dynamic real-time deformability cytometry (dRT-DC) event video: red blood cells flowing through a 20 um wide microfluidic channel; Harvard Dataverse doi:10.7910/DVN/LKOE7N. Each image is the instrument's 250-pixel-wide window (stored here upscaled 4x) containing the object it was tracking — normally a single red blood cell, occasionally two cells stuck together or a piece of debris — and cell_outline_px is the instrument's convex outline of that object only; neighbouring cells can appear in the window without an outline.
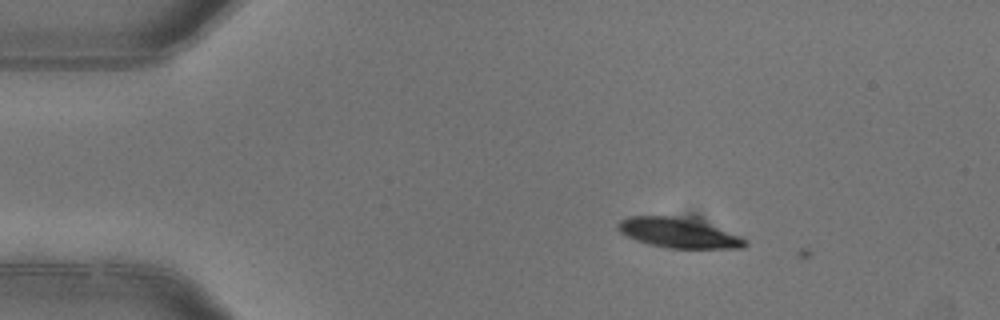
{"species": "common noctule bat (a hibernating species)", "species_latin": "Nyctalus noctula", "temperature_condition": "warm", "stored_images_in_passage": 3, "camera_frame_rate_fps": 3000, "um_per_image_px": 0.085, "animal": {"sex": "female"}, "frame": {"image": 1, "passage_image": 2, "time_ms": 0.333, "image_size_px": [1000, 320], "cell_outline_px": [[748, 244], [744, 248], [664, 248], [648, 244], [636, 240], [620, 232], [616, 228], [616, 224], [620, 220], [628, 216], [692, 216], [740, 236], [748, 240]], "centroid_in_image_um": [57.7, 19.77], "position_along_channel_um": 27.3, "area_um2": 22.77}}